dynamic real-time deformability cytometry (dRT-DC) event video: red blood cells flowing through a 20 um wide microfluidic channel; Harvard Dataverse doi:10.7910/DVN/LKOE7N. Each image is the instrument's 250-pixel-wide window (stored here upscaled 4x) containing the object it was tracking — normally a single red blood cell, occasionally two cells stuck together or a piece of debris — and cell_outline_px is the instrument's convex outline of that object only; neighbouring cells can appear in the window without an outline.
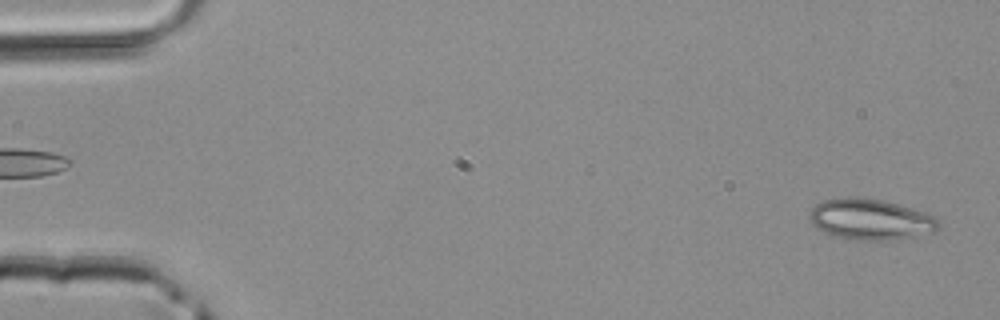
{"species": "common noctule bat (a hibernating species)", "species_latin": "Nyctalus noctula", "temperature_condition": "room temperature", "stored_images_in_passage": 3, "segment_of_instrument_passage": [2, 2], "camera_frame_rate_fps": 3000, "um_per_image_px": 0.085, "animal": {"sex": "male", "body_mass_g": 20.4}, "frame": {"image": 1, "passage_image": 3, "time_ms": 0.667, "image_size_px": [1000, 320], "cell_outline_px": [[940, 228], [936, 232], [892, 240], [852, 240], [836, 236], [824, 232], [816, 228], [812, 224], [808, 216], [808, 212], [816, 204], [824, 200], [848, 196], [856, 196], [884, 200], [924, 212], [936, 216], [940, 220]], "centroid_in_image_um": [74.0, 18.64], "position_along_channel_um": 11.0, "area_um2": 31.21}}